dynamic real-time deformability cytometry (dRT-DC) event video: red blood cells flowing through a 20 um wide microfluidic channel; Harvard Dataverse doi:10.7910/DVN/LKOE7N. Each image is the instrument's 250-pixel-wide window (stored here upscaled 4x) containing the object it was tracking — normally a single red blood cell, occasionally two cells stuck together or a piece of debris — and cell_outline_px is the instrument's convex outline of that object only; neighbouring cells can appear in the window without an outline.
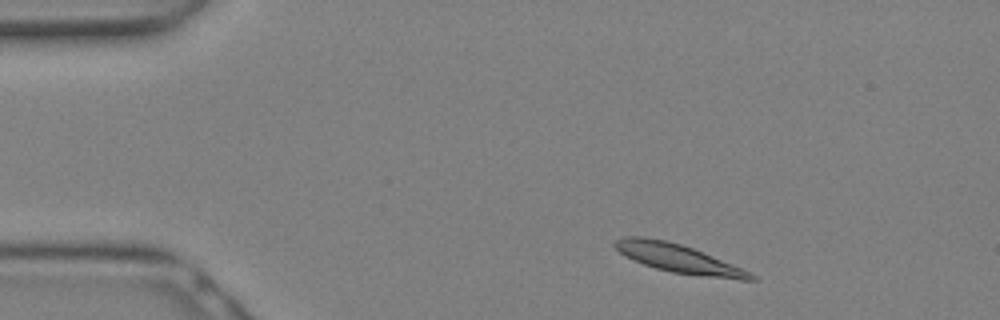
{"species": "Egyptian fruit bat (a non-hibernating species)", "species_latin": "Rousettus aegyptiacus", "temperature_condition": "warm", "stored_images_in_passage": 6, "camera_frame_rate_fps": 3000, "um_per_image_px": 0.085, "animal": {"sex": "female"}, "frame": {"image": 1, "passage_image": 2, "time_ms": 0.333, "image_size_px": [1000, 320], "cell_outline_px": [[756, 280], [740, 280], [704, 276], [672, 272], [656, 268], [632, 260], [624, 256], [612, 244], [616, 240], [624, 236], [644, 236], [664, 240], [680, 244], [692, 248], [740, 268], [756, 276]], "centroid_in_image_um": [57.58, 21.96], "position_along_channel_um": 27.4, "area_um2": 22.14}}
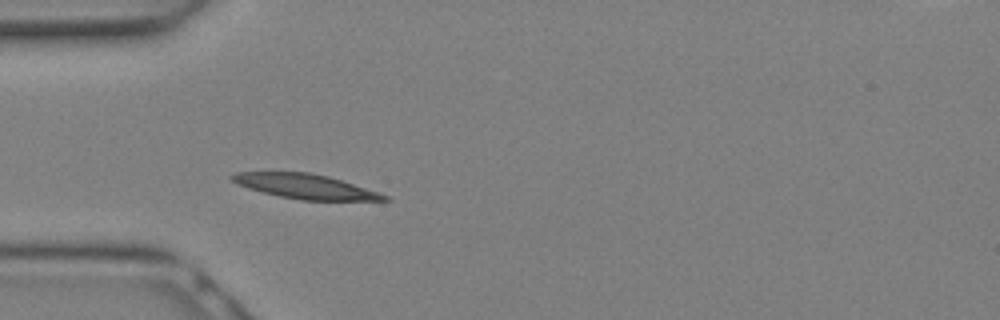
{"frame": {"image": 2, "passage_image": 6, "time_ms": 1.667, "image_size_px": [1000, 320], "cell_outline_px": [[392, 200], [300, 200], [280, 196], [248, 188], [232, 180], [228, 176], [236, 172], [308, 172], [328, 176], [388, 196]], "centroid_in_image_um": [25.91, 15.84], "position_along_channel_um": 59.1, "area_um2": 21.33}}